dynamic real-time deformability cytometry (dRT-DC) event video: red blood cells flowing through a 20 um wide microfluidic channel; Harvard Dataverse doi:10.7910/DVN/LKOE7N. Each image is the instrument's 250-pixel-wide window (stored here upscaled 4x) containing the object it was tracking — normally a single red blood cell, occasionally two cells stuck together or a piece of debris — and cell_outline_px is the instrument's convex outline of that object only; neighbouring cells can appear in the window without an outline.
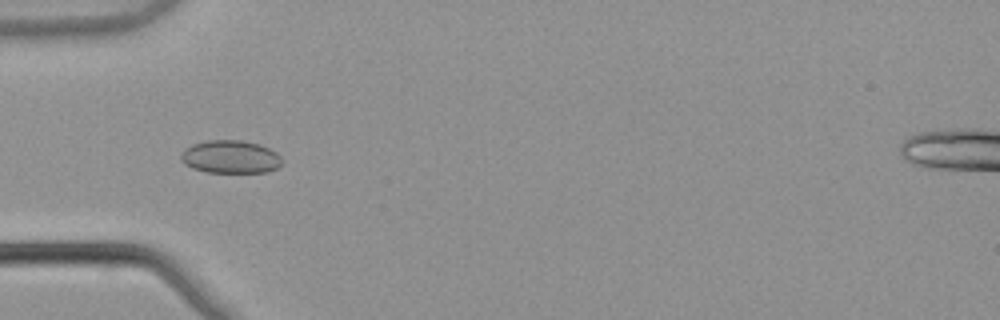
{"species": "common noctule bat (a hibernating species)", "species_latin": "Nyctalus noctula", "temperature_condition": "warm", "stored_images_in_passage": 8, "camera_frame_rate_fps": 3000, "um_per_image_px": 0.085, "animal": {"sex": "male", "body_mass_g": 21.5, "forearm_length_mm": 52.0}, "frame": {"image": 1, "passage_image": 6, "time_ms": 1.667, "image_size_px": [1000, 320], "cell_outline_px": [[284, 164], [268, 172], [208, 172], [192, 168], [184, 164], [180, 160], [180, 156], [184, 148], [192, 144], [208, 140], [240, 140], [260, 144], [276, 152], [284, 160]], "centroid_in_image_um": [19.6, 13.33], "position_along_channel_um": 65.4, "area_um2": 19.65}}
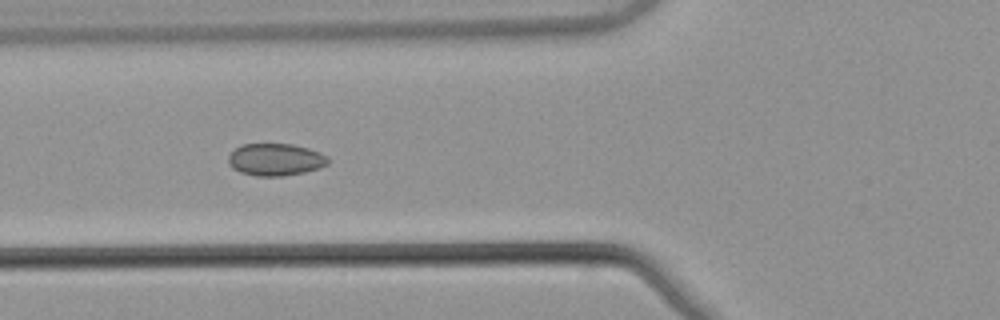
{"frame": {"image": 2, "passage_image": 7, "time_ms": 2.0, "image_size_px": [1000, 320], "cell_outline_px": [[328, 164], [320, 168], [304, 172], [284, 176], [256, 176], [240, 172], [232, 168], [228, 164], [228, 156], [240, 144], [292, 144], [308, 148], [320, 152], [328, 156]], "centroid_in_image_um": [23.41, 13.56], "position_along_channel_um": 102.4, "area_um2": 18.84}}
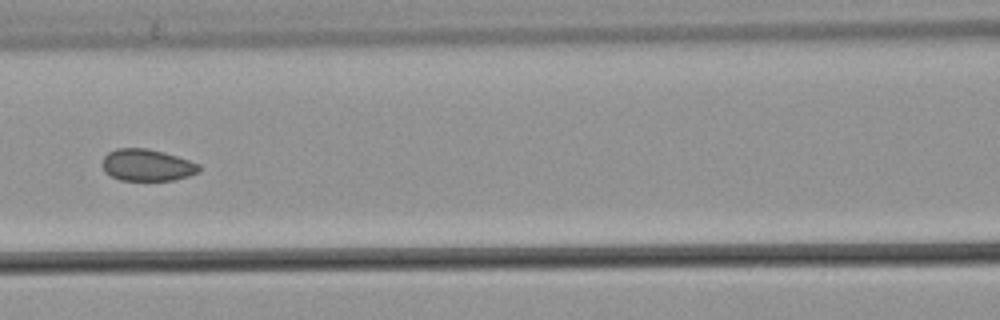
{"frame": {"image": 3, "passage_image": 8, "time_ms": 2.333, "image_size_px": [1000, 320], "cell_outline_px": [[200, 172], [188, 176], [172, 180], [120, 180], [104, 172], [104, 156], [108, 152], [116, 148], [148, 148], [164, 152], [200, 164]], "centroid_in_image_um": [12.51, 14.03], "position_along_channel_um": 154.1, "area_um2": 17.86}}